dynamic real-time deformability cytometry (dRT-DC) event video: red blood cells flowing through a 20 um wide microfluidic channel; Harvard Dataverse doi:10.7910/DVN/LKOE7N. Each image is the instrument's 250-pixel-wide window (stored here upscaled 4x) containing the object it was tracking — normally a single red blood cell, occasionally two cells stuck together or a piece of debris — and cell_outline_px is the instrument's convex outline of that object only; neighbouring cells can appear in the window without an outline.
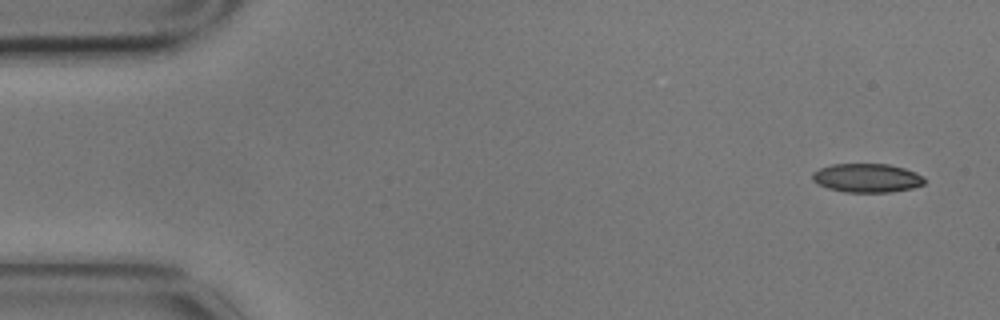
{"species": "common noctule bat (a hibernating species)", "species_latin": "Nyctalus noctula", "temperature_condition": "cold", "stored_images_in_passage": 5, "camera_frame_rate_fps": 3000, "um_per_image_px": 0.085, "animal": {"sex": "male", "body_mass_g": 17.9}, "frame": {"image": 1, "passage_image": 1, "time_ms": 0.0, "image_size_px": [1000, 320], "cell_outline_px": [[924, 184], [912, 188], [892, 192], [844, 192], [828, 188], [816, 184], [812, 180], [812, 172], [820, 168], [832, 164], [888, 164], [904, 168], [916, 172], [924, 176]], "centroid_in_image_um": [73.68, 15.13], "position_along_channel_um": 11.3, "area_um2": 18.96}}
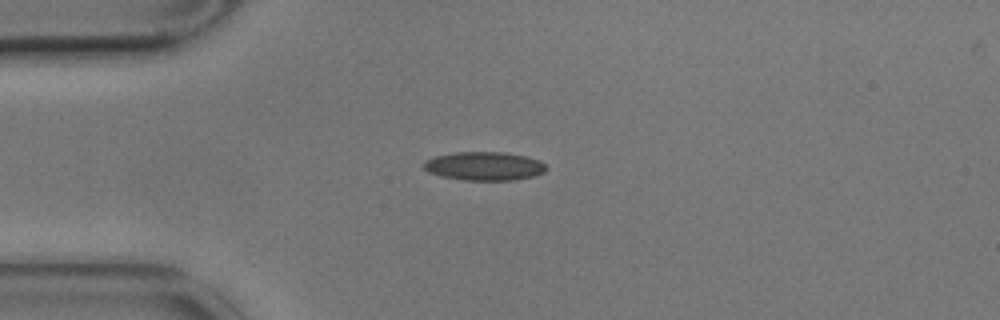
{"frame": {"image": 2, "passage_image": 4, "time_ms": 1.0, "image_size_px": [1000, 320], "cell_outline_px": [[548, 168], [544, 172], [532, 176], [512, 180], [464, 180], [440, 176], [428, 172], [424, 168], [424, 160], [436, 156], [456, 152], [500, 152], [524, 156], [540, 160]], "centroid_in_image_um": [41.14, 14.12], "position_along_channel_um": 43.9, "area_um2": 20.29}}